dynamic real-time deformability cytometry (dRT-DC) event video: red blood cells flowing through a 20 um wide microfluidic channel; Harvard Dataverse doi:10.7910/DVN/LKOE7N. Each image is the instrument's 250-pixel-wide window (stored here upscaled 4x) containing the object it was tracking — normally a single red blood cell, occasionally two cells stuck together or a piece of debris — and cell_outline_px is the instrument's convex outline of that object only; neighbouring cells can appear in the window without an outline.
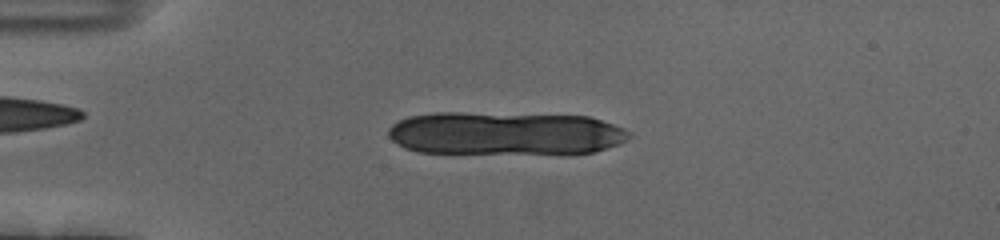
{"species": "human", "species_latin": "Homo sapiens", "temperature_condition": "cold", "stored_images_in_passage": 17, "camera_frame_rate_fps": 3000, "um_per_image_px": 0.085, "donor": {"sex": "female"}, "frame": {"image": 1, "passage_image": 12, "time_ms": 3.667, "image_size_px": [1000, 240], "cell_outline_px": [[632, 136], [628, 140], [620, 144], [608, 148], [592, 152], [420, 152], [404, 148], [396, 144], [388, 136], [388, 128], [392, 124], [408, 116], [436, 112], [460, 112], [588, 116], [624, 128], [632, 132]], "centroid_in_image_um": [42.92, 11.31], "position_along_channel_um": 42.1, "area_um2": 60.29}}